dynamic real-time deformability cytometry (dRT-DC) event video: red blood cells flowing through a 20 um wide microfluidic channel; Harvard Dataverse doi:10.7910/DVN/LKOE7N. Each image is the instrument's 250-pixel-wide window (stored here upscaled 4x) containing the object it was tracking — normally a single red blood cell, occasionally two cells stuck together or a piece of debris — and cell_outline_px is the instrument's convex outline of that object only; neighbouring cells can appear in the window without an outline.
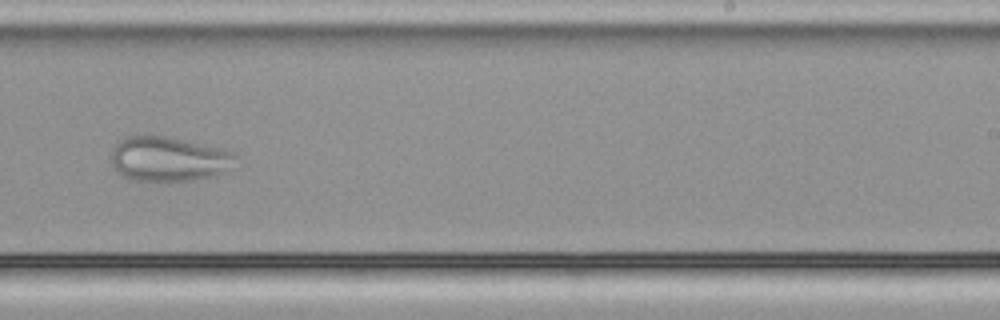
{"species": "common noctule bat (a hibernating species)", "species_latin": "Nyctalus noctula", "temperature_condition": "cold", "stored_images_in_passage": 41, "camera_frame_rate_fps": 3000, "um_per_image_px": 0.085, "animal": {"sex": "male", "body_mass_g": 21.5, "forearm_length_mm": 52.0}, "frame": {"image": 1, "passage_image": 24, "time_ms": 7.667, "image_size_px": [1000, 320], "cell_outline_px": [[240, 156], [216, 176], [192, 180], [132, 180], [120, 176], [112, 164], [112, 152], [116, 144], [120, 140], [128, 136], [148, 132], [152, 132], [208, 144], [224, 148], [236, 152]], "centroid_in_image_um": [14.33, 13.45], "position_along_channel_um": 274.7, "area_um2": 33.23}}
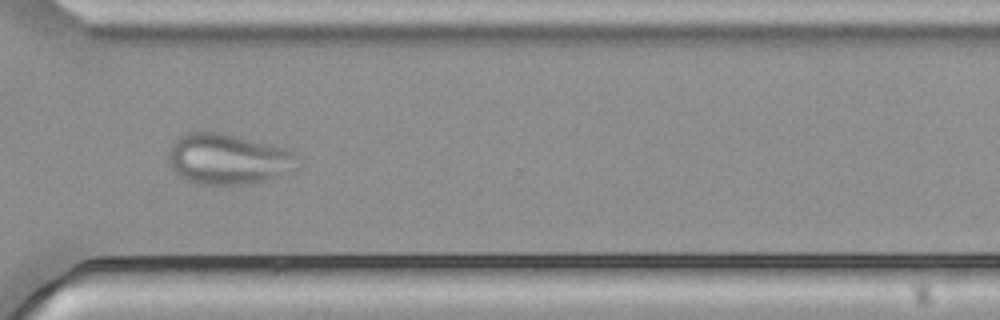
{"frame": {"image": 2, "passage_image": 30, "time_ms": 9.667, "image_size_px": [1000, 320], "cell_outline_px": [[296, 156], [276, 176], [268, 180], [248, 184], [200, 184], [188, 180], [180, 176], [168, 164], [168, 148], [180, 136], [188, 132], [220, 132], [284, 148], [296, 152]], "centroid_in_image_um": [19.21, 13.5], "position_along_channel_um": 351.4, "area_um2": 36.88}}